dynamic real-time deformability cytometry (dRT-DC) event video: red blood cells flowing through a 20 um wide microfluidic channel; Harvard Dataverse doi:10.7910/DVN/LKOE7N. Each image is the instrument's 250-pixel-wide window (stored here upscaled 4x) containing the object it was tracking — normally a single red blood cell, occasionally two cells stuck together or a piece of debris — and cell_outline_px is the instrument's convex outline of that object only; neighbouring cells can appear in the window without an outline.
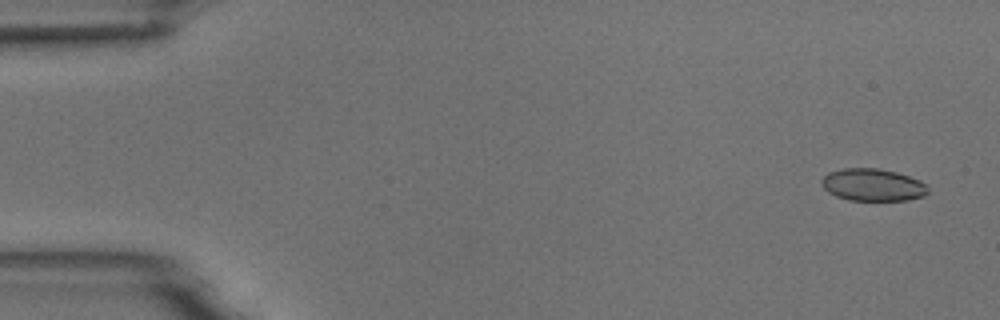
{"species": "common noctule bat (a hibernating species)", "species_latin": "Nyctalus noctula", "temperature_condition": "room temperature", "stored_images_in_passage": 55, "camera_frame_rate_fps": 3000, "um_per_image_px": 0.085, "animal": {"sex": "male", "body_mass_g": 18.8}, "frame": {"image": 1, "passage_image": 3, "time_ms": 0.667, "image_size_px": [1000, 320], "cell_outline_px": [[928, 192], [924, 196], [908, 200], [848, 200], [836, 196], [828, 192], [820, 184], [820, 180], [828, 172], [844, 168], [876, 168], [896, 172], [920, 180], [928, 188]], "centroid_in_image_um": [74.15, 15.71], "position_along_channel_um": 10.8, "area_um2": 20.06}}
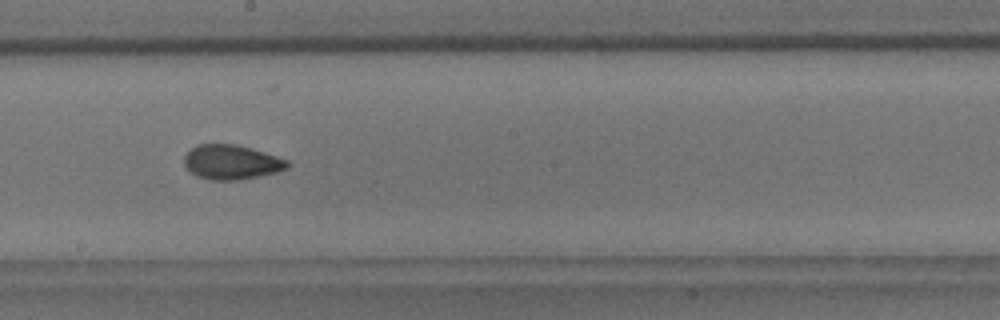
{"frame": {"image": 2, "passage_image": 31, "time_ms": 10.0, "image_size_px": [1000, 320], "cell_outline_px": [[288, 168], [276, 172], [236, 180], [212, 180], [196, 176], [188, 172], [184, 164], [184, 156], [196, 144], [236, 144], [252, 148], [288, 160]], "centroid_in_image_um": [19.63, 13.78], "position_along_channel_um": 228.6, "area_um2": 20.75}}
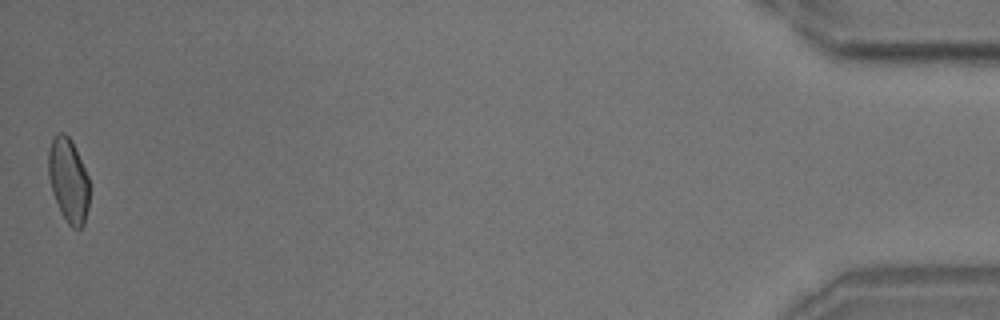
{"frame": {"image": 3, "passage_image": 55, "time_ms": 18.0, "image_size_px": [1000, 320], "cell_outline_px": [[88, 208], [84, 224], [80, 228], [72, 228], [68, 224], [60, 212], [52, 192], [48, 176], [48, 148], [56, 132], [64, 132], [72, 140], [88, 176]], "centroid_in_image_um": [5.79, 15.3], "position_along_channel_um": 429.4, "area_um2": 20.23}, "authors_computed_cell_mechanics": {"area_um2": 20.4612, "velocity_mm_per_s": 3.68, "shape_relaxation_time_tau1_ms": 3.2707, "shape_relaxation_time_tau2_ms": 2.1919, "deformation_change_tau1": 0.1112, "deformation_change_tau2": 0.0755}}